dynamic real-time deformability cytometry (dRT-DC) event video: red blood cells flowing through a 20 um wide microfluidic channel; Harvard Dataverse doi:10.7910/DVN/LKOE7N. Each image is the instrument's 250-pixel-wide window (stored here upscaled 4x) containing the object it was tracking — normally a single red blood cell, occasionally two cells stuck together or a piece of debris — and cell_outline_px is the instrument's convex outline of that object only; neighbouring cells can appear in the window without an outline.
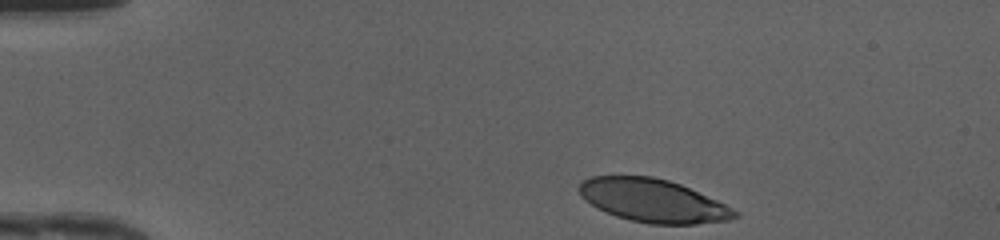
{"species": "human", "species_latin": "Homo sapiens", "temperature_condition": "cold", "stored_images_in_passage": 34, "camera_frame_rate_fps": 3000, "um_per_image_px": 0.085, "donor": {"sex": "female"}, "frame": {"image": 1, "passage_image": 1, "time_ms": 0.0, "image_size_px": [1000, 240], "cell_outline_px": [[740, 216], [728, 220], [696, 224], [648, 224], [616, 216], [596, 208], [580, 196], [576, 188], [584, 180], [592, 176], [652, 176], [668, 180], [680, 184], [716, 200], [740, 212]], "centroid_in_image_um": [55.48, 17.06], "position_along_channel_um": 29.5, "area_um2": 39.07}}
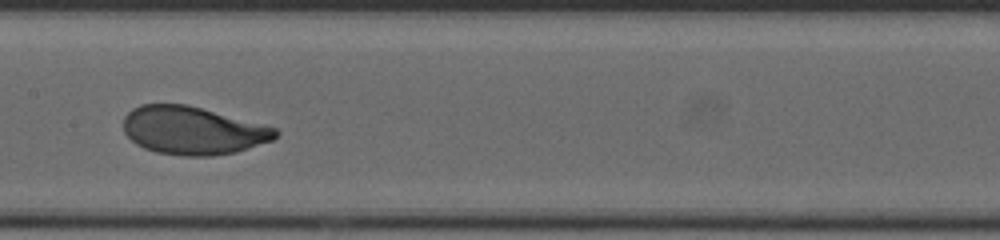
{"frame": {"image": 2, "passage_image": 18, "time_ms": 5.667, "image_size_px": [1000, 240], "cell_outline_px": [[280, 132], [272, 140], [236, 152], [212, 156], [184, 156], [156, 152], [144, 148], [136, 144], [124, 132], [124, 116], [132, 108], [140, 104], [188, 104], [276, 128]], "centroid_in_image_um": [16.36, 11.09], "position_along_channel_um": 191.0, "area_um2": 42.48}}
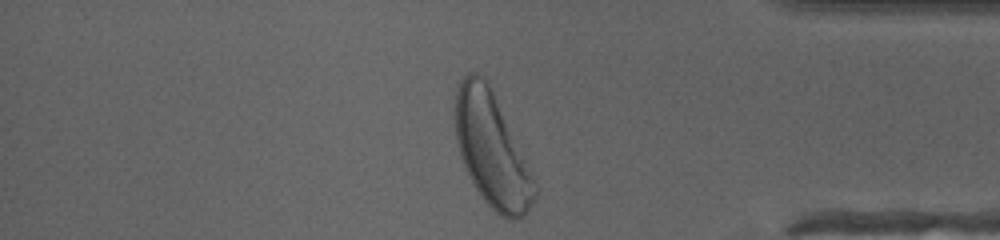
{"frame": {"image": 3, "passage_image": 34, "time_ms": 11.0, "image_size_px": [1000, 240], "cell_outline_px": [[536, 196], [532, 204], [524, 216], [516, 220], [512, 220], [500, 216], [484, 200], [476, 188], [464, 164], [456, 140], [456, 92], [460, 80], [468, 72], [476, 72], [484, 76], [492, 92], [532, 176], [536, 192]], "centroid_in_image_um": [41.78, 12.76], "position_along_channel_um": 393.4, "area_um2": 50.86}, "authors_computed_cell_mechanics": {"area_um2": 42.3385, "velocity_mm_per_s": 4.1742, "shape_relaxation_time_tau1_ms": 2.4947, "shape_relaxation_time_tau2_ms": 0.775, "deformation_change_tau1": 0.1713, "deformation_change_tau2": 0.0652}}